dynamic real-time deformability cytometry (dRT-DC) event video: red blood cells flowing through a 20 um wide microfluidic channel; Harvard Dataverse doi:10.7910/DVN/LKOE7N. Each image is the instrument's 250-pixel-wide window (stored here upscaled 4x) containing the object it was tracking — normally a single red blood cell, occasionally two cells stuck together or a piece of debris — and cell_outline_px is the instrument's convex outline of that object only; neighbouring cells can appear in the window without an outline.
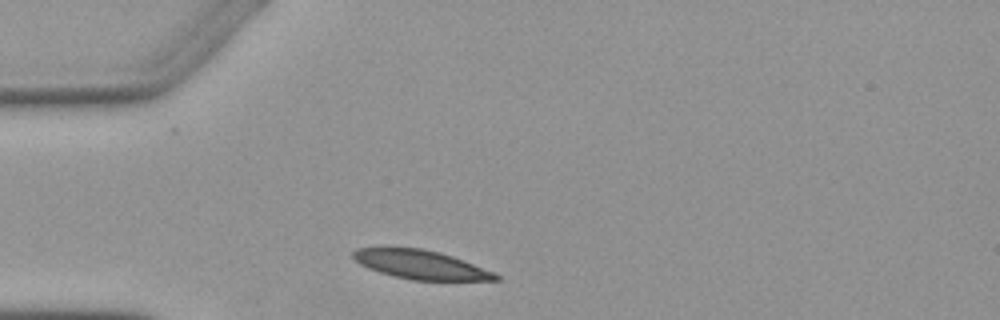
{"species": "Egyptian fruit bat (a non-hibernating species)", "species_latin": "Rousettus aegyptiacus", "temperature_condition": "warm", "stored_images_in_passage": 1, "camera_frame_rate_fps": 3000, "um_per_image_px": 0.085, "animal": {"sex": "female"}, "frame": {"image": 1, "passage_image": 1, "time_ms": 0.0, "image_size_px": [1000, 320], "cell_outline_px": [[500, 280], [412, 280], [392, 276], [368, 268], [360, 264], [352, 256], [352, 252], [356, 248], [388, 244], [420, 248], [440, 252], [452, 256], [492, 272], [500, 276]], "centroid_in_image_um": [35.62, 22.44], "position_along_channel_um": 49.4, "area_um2": 24.51}}